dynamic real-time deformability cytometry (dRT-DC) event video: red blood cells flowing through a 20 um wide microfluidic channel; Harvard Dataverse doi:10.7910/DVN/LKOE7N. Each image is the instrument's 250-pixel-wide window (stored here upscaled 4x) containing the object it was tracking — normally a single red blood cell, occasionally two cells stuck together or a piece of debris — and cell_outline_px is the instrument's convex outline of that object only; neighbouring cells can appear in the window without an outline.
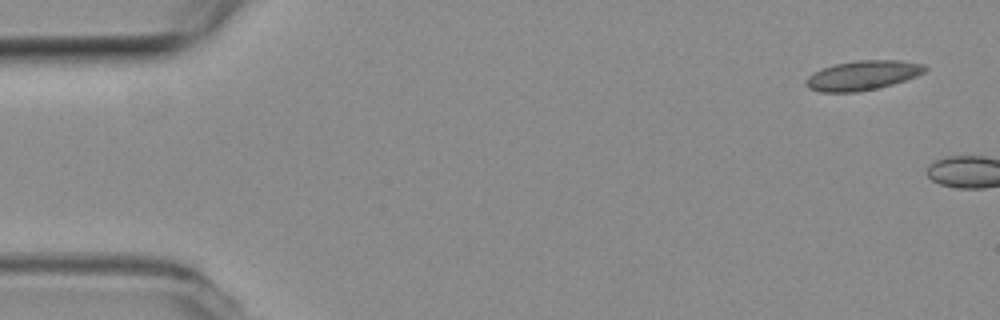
{"species": "common noctule bat (a hibernating species)", "species_latin": "Nyctalus noctula", "temperature_condition": "room temperature", "stored_images_in_passage": 2, "camera_frame_rate_fps": 3000, "um_per_image_px": 0.085, "animal": {"sex": "female", "body_mass_g": 19.3, "forearm_length_mm": 54.1}, "frame": {"image": 1, "passage_image": 1, "time_ms": 0.0, "image_size_px": [1000, 320], "cell_outline_px": [[928, 68], [924, 72], [916, 76], [892, 84], [876, 88], [856, 92], [820, 92], [808, 88], [804, 80], [808, 76], [824, 68], [836, 64], [860, 60], [900, 60], [924, 64]], "centroid_in_image_um": [73.33, 6.41], "position_along_channel_um": 11.7, "area_um2": 20.23}}